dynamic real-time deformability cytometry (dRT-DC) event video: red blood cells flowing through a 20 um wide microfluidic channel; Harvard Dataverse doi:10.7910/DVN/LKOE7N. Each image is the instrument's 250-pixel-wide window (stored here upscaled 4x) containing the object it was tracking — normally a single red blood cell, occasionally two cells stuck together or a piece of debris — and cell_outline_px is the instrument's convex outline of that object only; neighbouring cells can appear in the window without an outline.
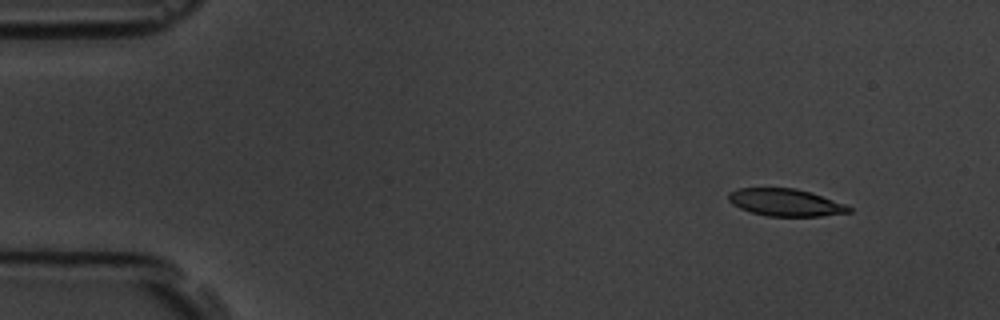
{"species": "common noctule bat (a hibernating species)", "species_latin": "Nyctalus noctula", "temperature_condition": "room temperature", "stored_images_in_passage": 4, "segment_of_instrument_passage": [1, 2], "camera_frame_rate_fps": 3000, "um_per_image_px": 0.085, "animal": {"sex": "male", "body_mass_g": 19.5, "forearm_length_mm": 54.6}, "frame": {"image": 1, "passage_image": 1, "time_ms": 0.0, "image_size_px": [1000, 320], "cell_outline_px": [[852, 212], [820, 216], [768, 216], [752, 212], [740, 208], [732, 204], [728, 200], [728, 192], [740, 188], [796, 188], [812, 192], [844, 204], [852, 208]], "centroid_in_image_um": [66.76, 17.2], "position_along_channel_um": 18.2, "area_um2": 19.13}}